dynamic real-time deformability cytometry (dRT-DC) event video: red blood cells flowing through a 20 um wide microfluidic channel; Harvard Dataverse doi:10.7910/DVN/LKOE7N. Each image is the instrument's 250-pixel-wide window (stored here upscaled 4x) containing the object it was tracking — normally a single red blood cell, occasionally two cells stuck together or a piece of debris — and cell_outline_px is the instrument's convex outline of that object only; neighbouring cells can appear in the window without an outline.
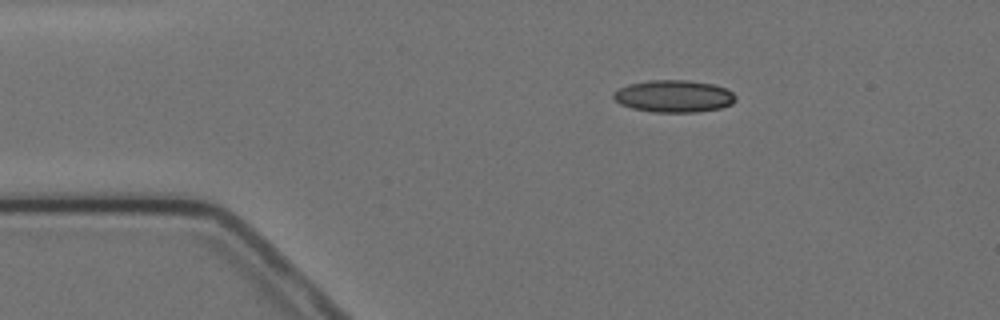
{"species": "Egyptian fruit bat (a non-hibernating species)", "species_latin": "Rousettus aegyptiacus", "temperature_condition": "cold", "stored_images_in_passage": 3, "camera_frame_rate_fps": 3000, "um_per_image_px": 0.085, "animal": {"sex": "female"}, "frame": {"image": 1, "passage_image": 3, "time_ms": 3.0, "image_size_px": [1000, 320], "cell_outline_px": [[736, 100], [732, 104], [720, 108], [696, 112], [656, 112], [632, 108], [620, 104], [612, 96], [612, 92], [628, 84], [648, 80], [688, 80], [712, 84], [724, 88], [732, 92], [736, 96]], "centroid_in_image_um": [57.26, 8.17], "position_along_channel_um": 27.7, "area_um2": 22.89}}